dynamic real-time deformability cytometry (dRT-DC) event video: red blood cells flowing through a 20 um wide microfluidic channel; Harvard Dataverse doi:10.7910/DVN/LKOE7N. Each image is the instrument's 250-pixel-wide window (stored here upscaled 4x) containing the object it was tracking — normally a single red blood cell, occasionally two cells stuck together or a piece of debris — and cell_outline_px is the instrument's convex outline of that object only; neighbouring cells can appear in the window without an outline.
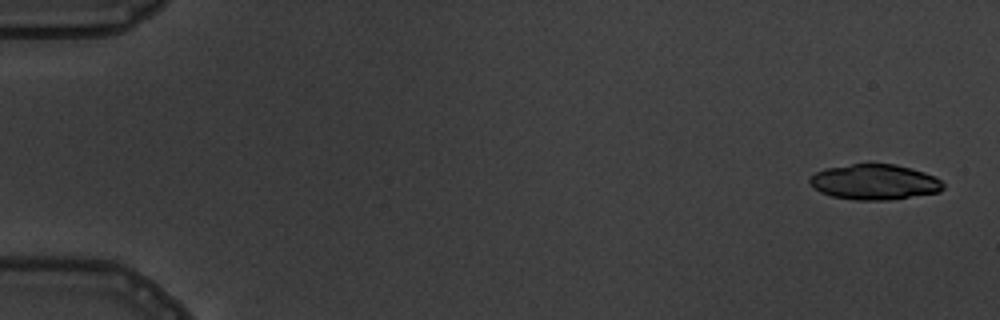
{"species": "common noctule bat (a hibernating species)", "species_latin": "Nyctalus noctula", "temperature_condition": "warm", "stored_images_in_passage": 6, "camera_frame_rate_fps": 3000, "um_per_image_px": 0.085, "animal": {"sex": "male", "body_mass_g": 19.5, "forearm_length_mm": 54.6}, "frame": {"image": 1, "passage_image": 1, "time_ms": 0.0, "image_size_px": [1000, 320], "cell_outline_px": [[944, 188], [940, 192], [888, 200], [856, 200], [832, 196], [820, 192], [808, 180], [816, 172], [824, 168], [868, 160], [896, 164], [912, 168], [936, 176], [944, 184]], "centroid_in_image_um": [74.35, 15.42], "position_along_channel_um": 10.6, "area_um2": 28.32}}